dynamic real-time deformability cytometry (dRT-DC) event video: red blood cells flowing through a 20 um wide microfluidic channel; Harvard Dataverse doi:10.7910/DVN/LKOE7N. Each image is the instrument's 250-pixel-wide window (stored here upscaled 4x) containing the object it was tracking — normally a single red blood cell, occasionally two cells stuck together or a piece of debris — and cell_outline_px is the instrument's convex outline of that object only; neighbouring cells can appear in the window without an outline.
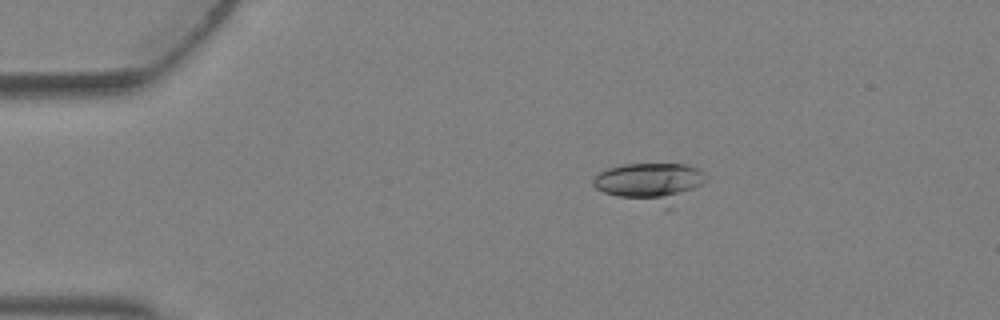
{"species": "Egyptian fruit bat (a non-hibernating species)", "species_latin": "Rousettus aegyptiacus", "temperature_condition": "warm", "stored_images_in_passage": 3, "camera_frame_rate_fps": 3000, "um_per_image_px": 0.085, "animal": {"sex": "female"}, "frame": {"image": 1, "passage_image": 2, "time_ms": 0.333, "image_size_px": [1000, 320], "cell_outline_px": [[708, 180], [704, 184], [672, 208], [664, 208], [604, 192], [596, 188], [592, 184], [592, 180], [600, 172], [608, 168], [624, 164], [688, 164], [700, 168], [708, 176]], "centroid_in_image_um": [55.39, 15.52], "position_along_channel_um": 29.6, "area_um2": 26.3}}